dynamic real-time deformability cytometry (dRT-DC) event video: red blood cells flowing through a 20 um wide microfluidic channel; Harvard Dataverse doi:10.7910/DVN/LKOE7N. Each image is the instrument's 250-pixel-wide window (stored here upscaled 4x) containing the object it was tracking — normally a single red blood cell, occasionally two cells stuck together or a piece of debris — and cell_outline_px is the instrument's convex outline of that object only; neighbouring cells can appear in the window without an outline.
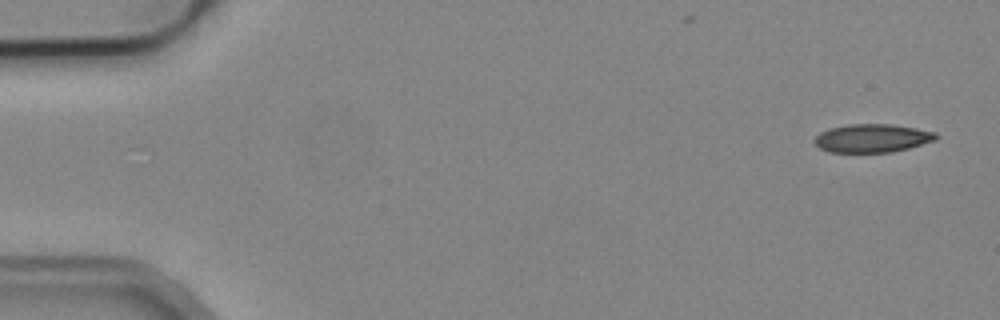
{"species": "common noctule bat (a hibernating species)", "species_latin": "Nyctalus noctula", "temperature_condition": "cold", "stored_images_in_passage": 4, "camera_frame_rate_fps": 3000, "um_per_image_px": 0.085, "animal": {"sex": "male", "body_mass_g": 19.2, "forearm_length_mm": 51.8}, "frame": {"image": 1, "passage_image": 1, "time_ms": 0.0, "image_size_px": [1000, 320], "cell_outline_px": [[940, 136], [936, 140], [908, 148], [892, 152], [828, 152], [820, 148], [812, 140], [820, 132], [828, 128], [848, 124], [892, 124], [916, 128], [936, 132]], "centroid_in_image_um": [74.14, 11.74], "position_along_channel_um": 10.9, "area_um2": 20.23}}
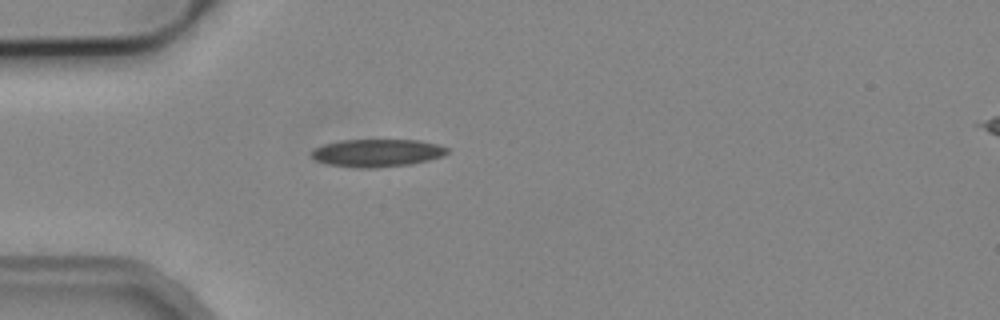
{"frame": {"image": 2, "passage_image": 4, "time_ms": 4.333, "image_size_px": [1000, 320], "cell_outline_px": [[448, 152], [444, 156], [412, 164], [372, 168], [360, 168], [324, 164], [316, 160], [312, 156], [312, 148], [324, 144], [340, 140], [420, 140], [436, 144], [448, 148]], "centroid_in_image_um": [32.04, 13.0], "position_along_channel_um": 53.0, "area_um2": 22.02}}